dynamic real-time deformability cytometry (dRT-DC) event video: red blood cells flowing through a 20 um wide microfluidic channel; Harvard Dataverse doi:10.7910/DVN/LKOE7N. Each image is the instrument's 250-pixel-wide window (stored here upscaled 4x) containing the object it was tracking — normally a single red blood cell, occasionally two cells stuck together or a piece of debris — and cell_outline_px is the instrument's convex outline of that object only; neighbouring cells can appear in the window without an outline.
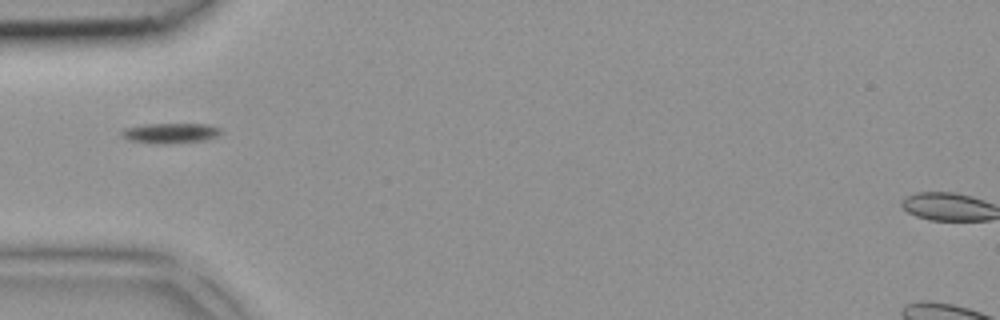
{"species": "common noctule bat (a hibernating species)", "species_latin": "Nyctalus noctula", "temperature_condition": "room temperature", "stored_images_in_passage": 1, "camera_frame_rate_fps": 3000, "um_per_image_px": 0.085, "animal": {"sex": "female", "body_mass_g": 18.4}, "frame": {"image": 1, "passage_image": 1, "time_ms": 0.0, "image_size_px": [1000, 320], "cell_outline_px": [[224, 132], [208, 140], [164, 144], [148, 144], [128, 140], [120, 136], [120, 132], [124, 128], [148, 124], [208, 124], [220, 128]], "centroid_in_image_um": [14.47, 11.33], "position_along_channel_um": 70.5, "area_um2": 11.96}}